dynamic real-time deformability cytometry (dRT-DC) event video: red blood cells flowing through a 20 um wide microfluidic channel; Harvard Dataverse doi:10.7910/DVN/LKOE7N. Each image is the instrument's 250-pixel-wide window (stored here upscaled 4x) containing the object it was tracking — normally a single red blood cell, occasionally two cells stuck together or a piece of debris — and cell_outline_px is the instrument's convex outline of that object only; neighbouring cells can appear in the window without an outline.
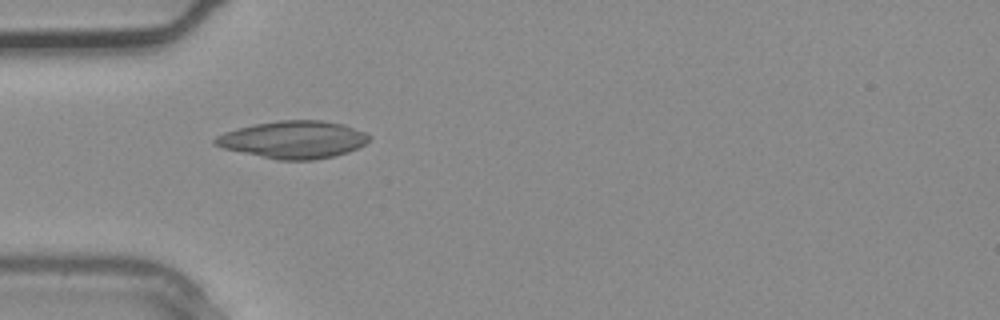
{"species": "common noctule bat (a hibernating species)", "species_latin": "Nyctalus noctula", "temperature_condition": "warm", "stored_images_in_passage": 2, "camera_frame_rate_fps": 3000, "um_per_image_px": 0.085, "animal": {"sex": "male", "body_mass_g": 20.4}, "frame": {"image": 1, "passage_image": 1, "time_ms": 0.0, "image_size_px": [1000, 320], "cell_outline_px": [[372, 136], [364, 144], [348, 152], [332, 156], [312, 160], [276, 160], [224, 148], [212, 144], [212, 140], [216, 136], [224, 132], [252, 124], [280, 120], [324, 120], [344, 124], [364, 132]], "centroid_in_image_um": [24.91, 11.86], "position_along_channel_um": 60.1, "area_um2": 33.64}}